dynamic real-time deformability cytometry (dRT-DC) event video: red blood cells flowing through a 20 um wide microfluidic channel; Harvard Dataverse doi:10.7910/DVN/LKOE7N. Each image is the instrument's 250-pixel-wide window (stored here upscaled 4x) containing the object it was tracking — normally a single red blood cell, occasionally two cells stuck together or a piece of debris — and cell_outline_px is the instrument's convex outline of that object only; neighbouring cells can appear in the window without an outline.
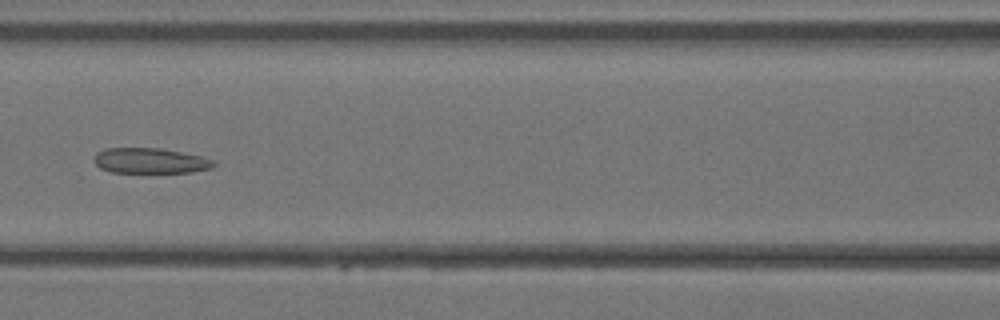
{"species": "Egyptian fruit bat (a non-hibernating species)", "species_latin": "Rousettus aegyptiacus", "temperature_condition": "warm", "stored_images_in_passage": 36, "camera_frame_rate_fps": 3000, "um_per_image_px": 0.085, "animal": {"sex": "female"}, "frame": {"image": 1, "passage_image": 16, "time_ms": 5.0, "image_size_px": [1000, 320], "cell_outline_px": [[216, 164], [212, 168], [192, 172], [112, 172], [100, 168], [92, 160], [96, 152], [108, 148], [160, 148], [200, 156], [216, 160]], "centroid_in_image_um": [12.77, 13.66], "position_along_channel_um": 153.8, "area_um2": 17.69}}
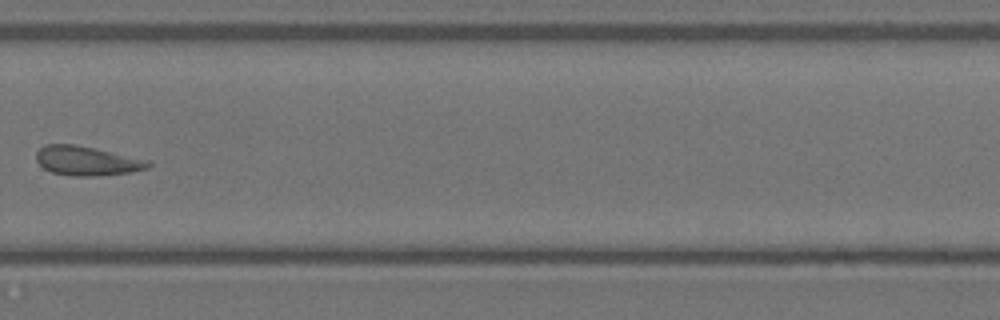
{"frame": {"image": 2, "passage_image": 25, "time_ms": 8.0, "image_size_px": [1000, 320], "cell_outline_px": [[152, 164], [148, 168], [132, 172], [96, 176], [72, 176], [52, 172], [44, 168], [36, 160], [36, 152], [44, 144], [76, 144], [148, 160]], "centroid_in_image_um": [7.37, 13.67], "position_along_channel_um": 322.4, "area_um2": 19.07}}
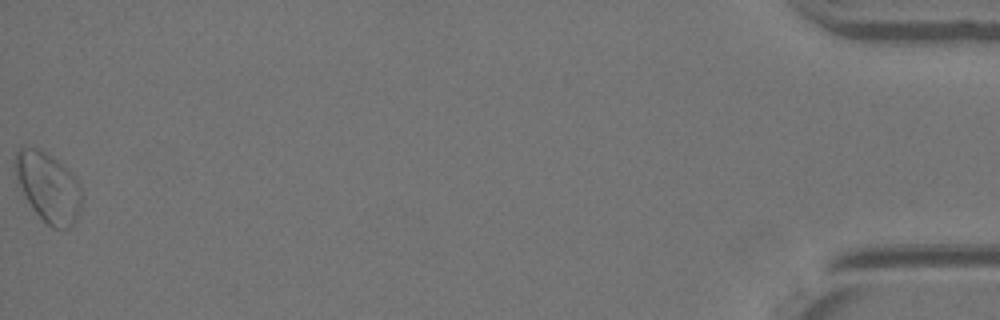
{"frame": {"image": 3, "passage_image": 36, "time_ms": 11.667, "image_size_px": [1000, 320], "cell_outline_px": [[80, 208], [72, 224], [68, 228], [52, 228], [32, 208], [16, 176], [12, 164], [16, 152], [20, 148], [40, 148], [48, 152], [64, 164], [76, 180], [80, 188]], "centroid_in_image_um": [4.07, 15.85], "position_along_channel_um": 431.1, "area_um2": 26.53}}